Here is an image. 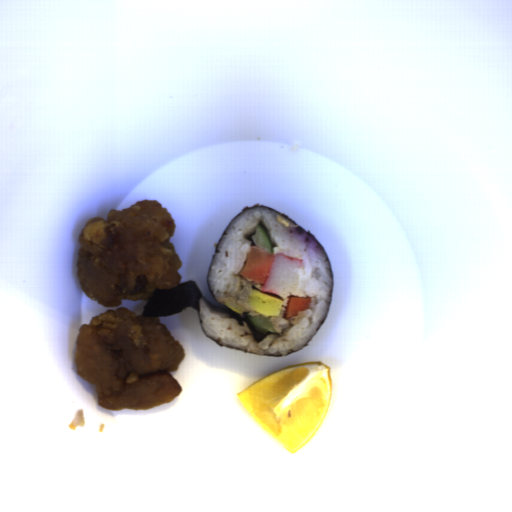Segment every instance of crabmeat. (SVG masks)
Wrapping results in <instances>:
<instances>
[{
  "label": "crabmeat",
  "mask_w": 512,
  "mask_h": 512,
  "mask_svg": "<svg viewBox=\"0 0 512 512\" xmlns=\"http://www.w3.org/2000/svg\"><path fill=\"white\" fill-rule=\"evenodd\" d=\"M267 277L262 283L261 292L286 297L297 289L299 272L304 267L303 260L283 254H274Z\"/></svg>",
  "instance_id": "obj_1"
}]
</instances>
